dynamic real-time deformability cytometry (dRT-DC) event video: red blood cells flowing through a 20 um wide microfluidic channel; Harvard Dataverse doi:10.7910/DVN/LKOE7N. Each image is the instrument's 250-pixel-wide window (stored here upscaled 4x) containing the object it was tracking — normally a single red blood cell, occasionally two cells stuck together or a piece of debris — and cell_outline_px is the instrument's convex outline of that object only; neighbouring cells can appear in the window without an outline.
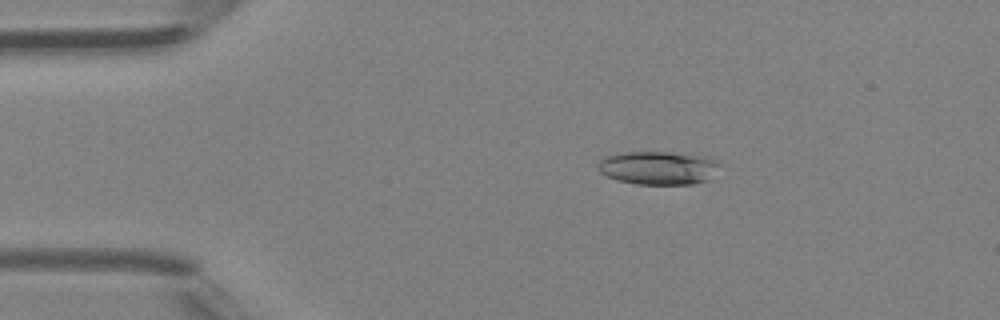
{"species": "Egyptian fruit bat (a non-hibernating species)", "species_latin": "Rousettus aegyptiacus", "temperature_condition": "room temperature", "stored_images_in_passage": 46, "camera_frame_rate_fps": 3000, "um_per_image_px": 0.085, "animal": {"sex": "female"}, "frame": {"image": 1, "passage_image": 9, "time_ms": 2.667, "image_size_px": [1000, 320], "cell_outline_px": [[720, 164], [708, 180], [692, 184], [636, 184], [616, 180], [600, 172], [596, 168], [596, 164], [604, 156], [616, 152], [668, 152], [704, 156]], "centroid_in_image_um": [55.85, 14.26], "position_along_channel_um": 29.1, "area_um2": 23.7}}
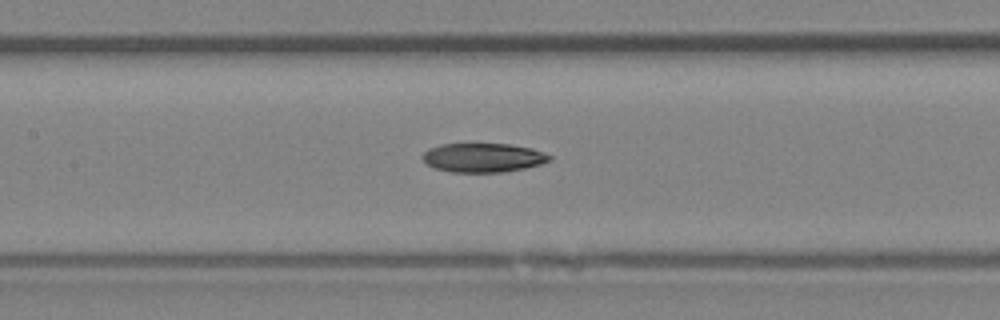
{"frame": {"image": 2, "passage_image": 22, "time_ms": 7.0, "image_size_px": [1000, 320], "cell_outline_px": [[552, 160], [540, 164], [524, 168], [504, 172], [452, 172], [436, 168], [428, 164], [420, 156], [428, 148], [440, 144], [508, 144], [532, 148], [544, 152], [552, 156]], "centroid_in_image_um": [41.07, 13.39], "position_along_channel_um": 166.3, "area_um2": 21.5}}
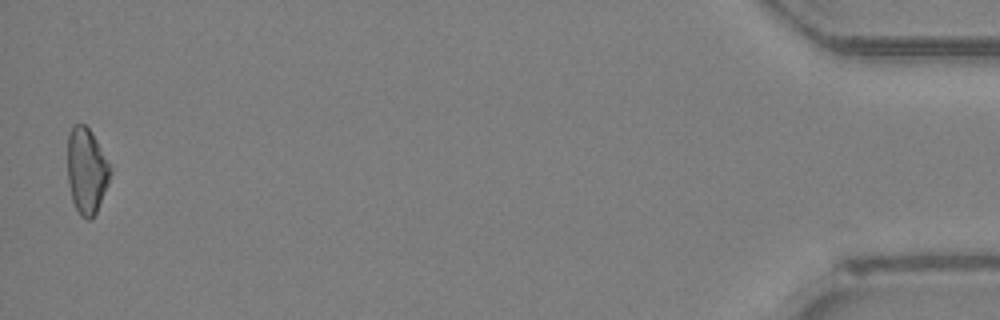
{"frame": {"image": 3, "passage_image": 46, "time_ms": 15.0, "image_size_px": [1000, 320], "cell_outline_px": [[112, 172], [108, 184], [96, 212], [88, 220], [80, 216], [72, 200], [68, 180], [68, 132], [72, 124], [84, 124], [92, 132]], "centroid_in_image_um": [7.34, 14.5], "position_along_channel_um": 427.9, "area_um2": 21.1}}